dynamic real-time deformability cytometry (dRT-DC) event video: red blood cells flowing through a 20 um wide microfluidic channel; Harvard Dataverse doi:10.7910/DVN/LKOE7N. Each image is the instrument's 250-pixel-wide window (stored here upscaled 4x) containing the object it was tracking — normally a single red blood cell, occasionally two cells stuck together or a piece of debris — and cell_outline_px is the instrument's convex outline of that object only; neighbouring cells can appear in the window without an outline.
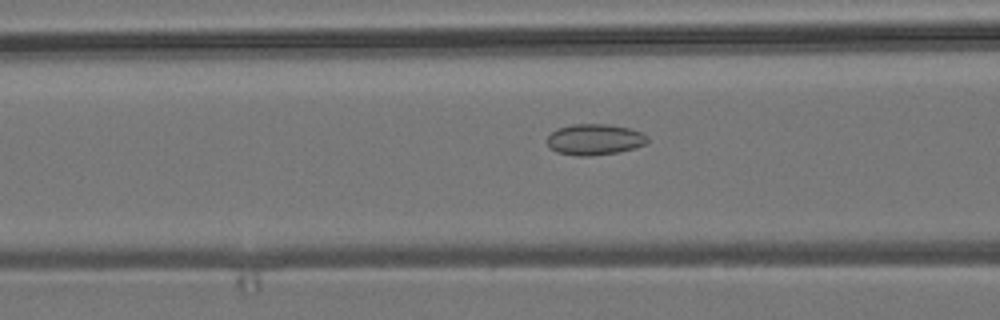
{"species": "common noctule bat (a hibernating species)", "species_latin": "Nyctalus noctula", "temperature_condition": "room temperature", "stored_images_in_passage": 44, "camera_frame_rate_fps": 3000, "um_per_image_px": 0.085, "animal": {"sex": "male", "body_mass_g": 19.2, "forearm_length_mm": 51.8}, "frame": {"image": 1, "passage_image": 11, "time_ms": 3.333, "image_size_px": [1000, 320], "cell_outline_px": [[648, 144], [616, 152], [588, 156], [576, 156], [556, 152], [548, 148], [548, 136], [556, 128], [572, 124], [608, 124], [628, 128], [640, 132], [648, 136]], "centroid_in_image_um": [50.51, 11.85], "position_along_channel_um": 116.1, "area_um2": 18.15}}
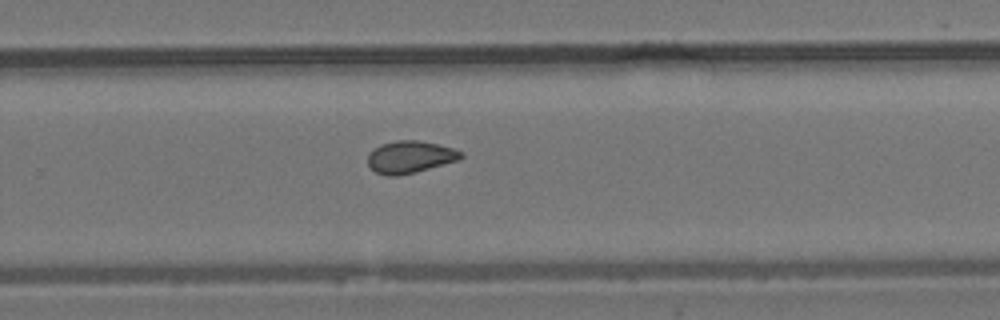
{"frame": {"image": 2, "passage_image": 25, "time_ms": 8.0, "image_size_px": [1000, 320], "cell_outline_px": [[464, 156], [460, 160], [416, 172], [396, 176], [388, 176], [376, 172], [368, 164], [368, 156], [380, 144], [396, 140], [416, 140], [436, 144], [452, 148], [464, 152]], "centroid_in_image_um": [34.89, 13.35], "position_along_channel_um": 294.9, "area_um2": 17.4}}
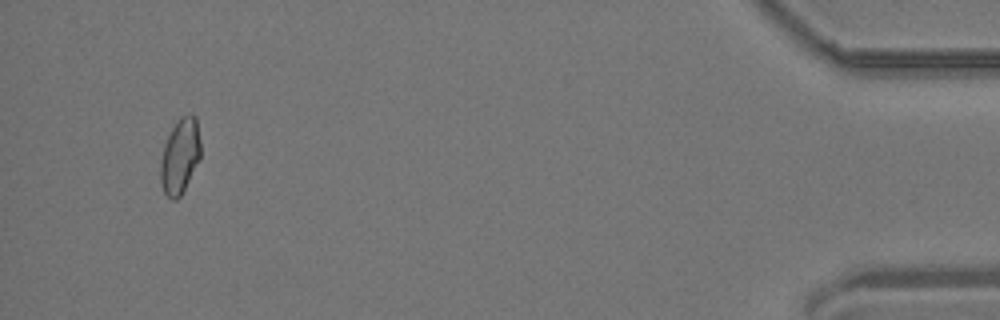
{"frame": {"image": 3, "passage_image": 41, "time_ms": 13.333, "image_size_px": [1000, 320], "cell_outline_px": [[200, 160], [180, 196], [176, 200], [172, 200], [164, 192], [160, 180], [160, 164], [164, 144], [172, 128], [180, 116], [188, 112], [192, 112], [196, 116], [200, 140]], "centroid_in_image_um": [15.31, 13.23], "position_along_channel_um": 419.9, "area_um2": 17.74}, "authors_computed_cell_mechanics": {"area_um2": 17.4267, "velocity_mm_per_s": 3.8403, "shape_relaxation_time_tau1_ms": null, "shape_relaxation_time_tau2_ms": 2.5347, "deformation_change_tau1": null, "deformation_change_tau2": 0.0733}}